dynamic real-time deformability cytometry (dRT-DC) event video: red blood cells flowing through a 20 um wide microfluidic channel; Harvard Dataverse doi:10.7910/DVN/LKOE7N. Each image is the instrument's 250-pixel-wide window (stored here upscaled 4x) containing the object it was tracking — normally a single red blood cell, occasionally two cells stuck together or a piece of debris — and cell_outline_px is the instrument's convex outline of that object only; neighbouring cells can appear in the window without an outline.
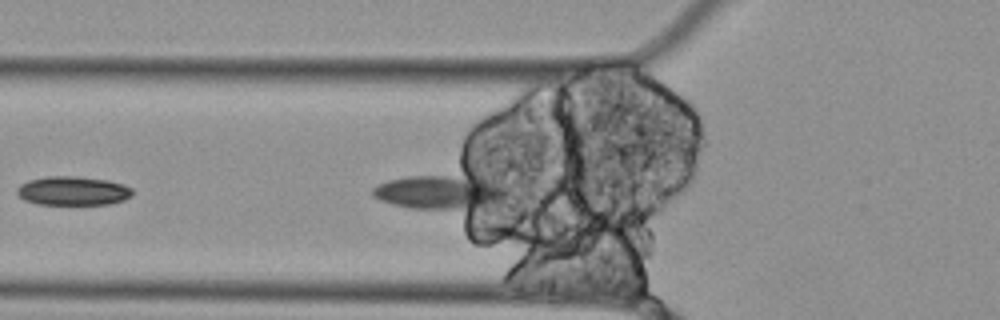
{"species": "Egyptian fruit bat (a non-hibernating species)", "species_latin": "Rousettus aegyptiacus", "temperature_condition": "cold", "stored_images_in_passage": 3, "segment_of_instrument_passage": [2, 2], "camera_frame_rate_fps": 3000, "um_per_image_px": 0.085, "animal": {"sex": "female"}, "frame": {"image": 1, "passage_image": 2, "time_ms": 0.333, "image_size_px": [1000, 320], "cell_outline_px": [[132, 196], [124, 200], [112, 204], [36, 204], [24, 200], [16, 196], [16, 188], [20, 184], [28, 180], [44, 176], [76, 176], [108, 180], [124, 184], [132, 188]], "centroid_in_image_um": [6.17, 16.22], "position_along_channel_um": 119.6, "area_um2": 19.83}}